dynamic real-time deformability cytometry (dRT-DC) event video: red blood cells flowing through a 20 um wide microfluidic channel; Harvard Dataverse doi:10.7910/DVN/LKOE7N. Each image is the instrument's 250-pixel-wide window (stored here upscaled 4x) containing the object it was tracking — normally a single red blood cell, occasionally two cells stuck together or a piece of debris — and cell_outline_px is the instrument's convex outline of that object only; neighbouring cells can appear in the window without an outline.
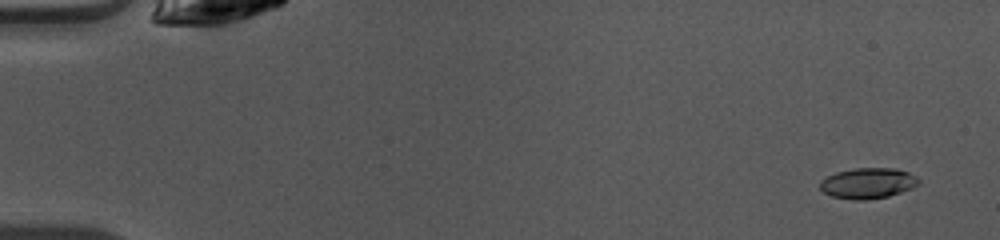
{"species": "common noctule bat (a hibernating species)", "species_latin": "Nyctalus noctula", "temperature_condition": "warm", "stored_images_in_passage": 49, "camera_frame_rate_fps": 3000, "um_per_image_px": 0.085, "animal": {"sex": "female", "body_mass_g": 10.0, "forearm_length_mm": 53.1}, "frame": {"image": 1, "passage_image": 3, "time_ms": 0.667, "image_size_px": [1000, 240], "cell_outline_px": [[920, 184], [912, 188], [888, 196], [864, 200], [852, 200], [832, 196], [824, 192], [820, 188], [820, 180], [836, 172], [856, 168], [896, 168], [908, 172], [916, 176], [920, 180]], "centroid_in_image_um": [73.79, 15.57], "position_along_channel_um": 11.2, "area_um2": 17.63}}
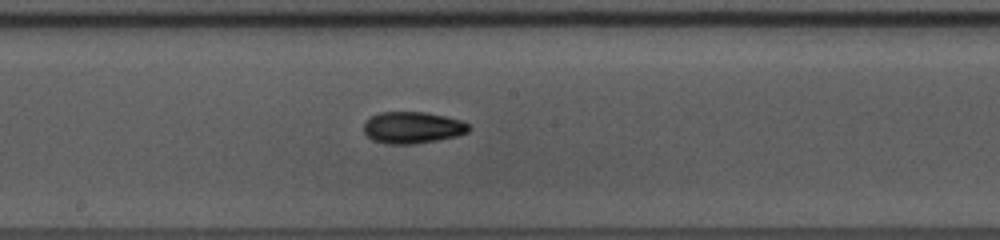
{"frame": {"image": 2, "passage_image": 27, "time_ms": 8.667, "image_size_px": [1000, 240], "cell_outline_px": [[472, 128], [468, 132], [456, 136], [416, 144], [388, 144], [372, 140], [364, 132], [364, 120], [368, 116], [380, 112], [424, 112], [444, 116], [460, 120], [468, 124]], "centroid_in_image_um": [35.03, 10.84], "position_along_channel_um": 213.2, "area_um2": 19.54}}
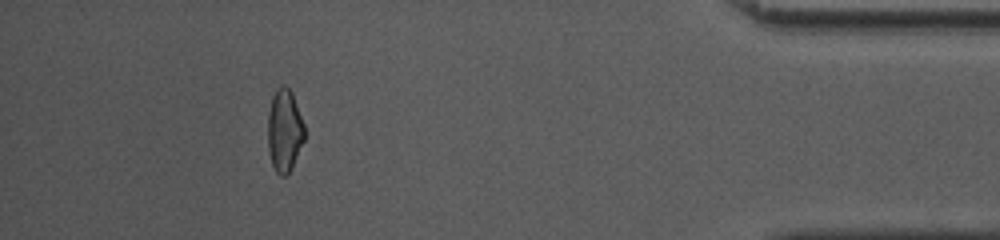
{"frame": {"image": 3, "passage_image": 45, "time_ms": 14.667, "image_size_px": [1000, 240], "cell_outline_px": [[304, 140], [292, 168], [284, 176], [280, 176], [276, 172], [272, 164], [268, 152], [268, 112], [272, 96], [276, 88], [284, 84], [292, 92], [304, 124]], "centroid_in_image_um": [24.17, 11.08], "position_along_channel_um": 411.0, "area_um2": 17.74}, "authors_computed_cell_mechanics": {"area_um2": 17.8602, "velocity_mm_per_s": 4.0964, "shape_relaxation_time_tau1_ms": 3.9576, "shape_relaxation_time_tau2_ms": 3.3151, "deformation_change_tau1": 0.1371, "deformation_change_tau2": 0.0998}}